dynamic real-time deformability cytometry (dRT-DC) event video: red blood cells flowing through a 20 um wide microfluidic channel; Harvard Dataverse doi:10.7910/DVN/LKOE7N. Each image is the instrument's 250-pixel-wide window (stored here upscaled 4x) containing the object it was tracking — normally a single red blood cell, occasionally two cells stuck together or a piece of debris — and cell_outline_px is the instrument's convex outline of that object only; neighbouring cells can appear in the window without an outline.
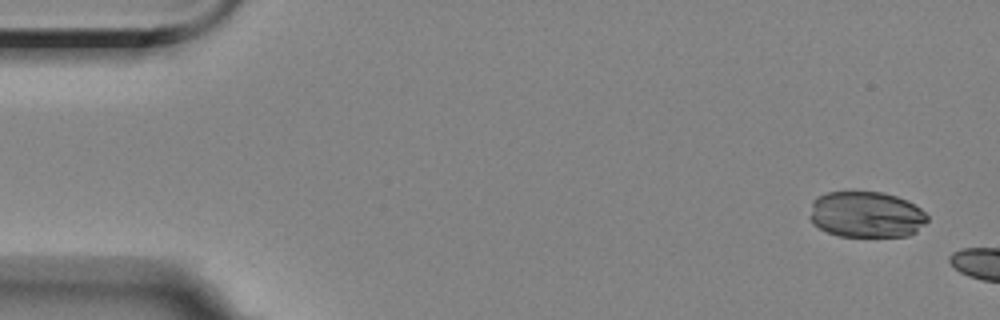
{"species": "Egyptian fruit bat (a non-hibernating species)", "species_latin": "Rousettus aegyptiacus", "temperature_condition": "room temperature", "stored_images_in_passage": 3, "camera_frame_rate_fps": 3000, "um_per_image_px": 0.085, "animal": {"sex": "female"}, "frame": {"image": 1, "passage_image": 1, "time_ms": 0.0, "image_size_px": [1000, 320], "cell_outline_px": [[928, 220], [916, 232], [908, 236], [840, 236], [828, 232], [812, 224], [808, 216], [812, 200], [828, 192], [884, 192], [908, 200], [920, 208], [928, 216]], "centroid_in_image_um": [73.62, 18.23], "position_along_channel_um": 11.4, "area_um2": 31.79}}